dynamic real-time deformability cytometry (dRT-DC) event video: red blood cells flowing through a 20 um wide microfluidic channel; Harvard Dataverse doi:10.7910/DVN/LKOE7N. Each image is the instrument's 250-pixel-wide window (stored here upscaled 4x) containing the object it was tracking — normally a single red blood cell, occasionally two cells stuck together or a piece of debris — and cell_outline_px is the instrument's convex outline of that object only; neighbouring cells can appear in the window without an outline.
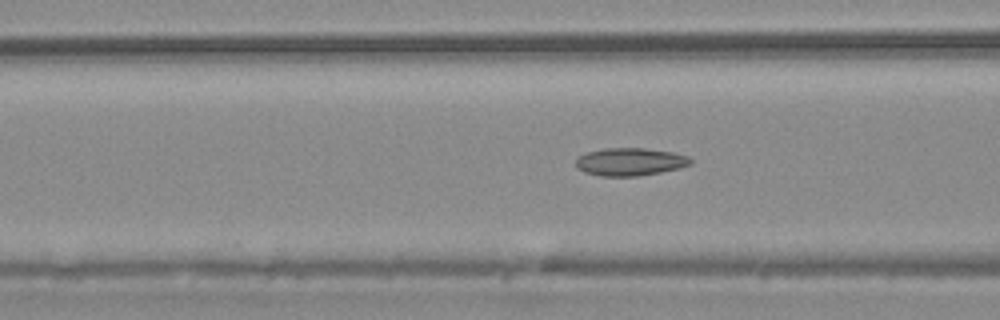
{"species": "common noctule bat (a hibernating species)", "species_latin": "Nyctalus noctula", "temperature_condition": "warm", "stored_images_in_passage": 55, "camera_frame_rate_fps": 3000, "um_per_image_px": 0.085, "animal": {"sex": "male", "body_mass_g": 20.4}, "frame": {"image": 1, "passage_image": 22, "time_ms": 7.0, "image_size_px": [1000, 320], "cell_outline_px": [[692, 164], [680, 168], [640, 176], [600, 176], [584, 172], [576, 168], [576, 160], [580, 156], [588, 152], [604, 148], [644, 148], [672, 152], [688, 156], [692, 160]], "centroid_in_image_um": [53.56, 13.76], "position_along_channel_um": 113.0, "area_um2": 18.61}}
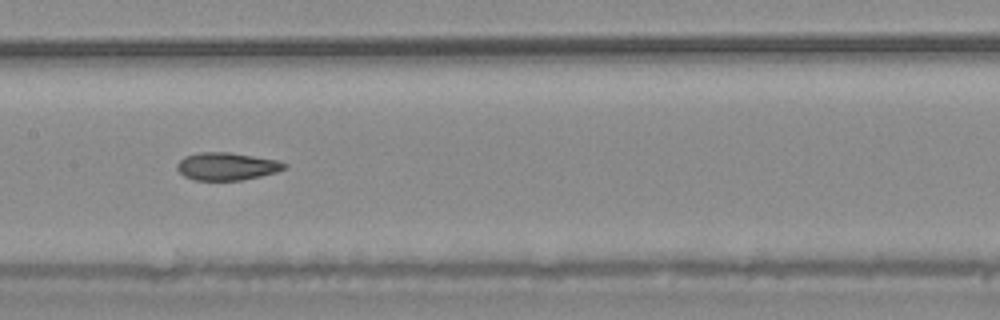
{"frame": {"image": 2, "passage_image": 28, "time_ms": 9.0, "image_size_px": [1000, 320], "cell_outline_px": [[288, 168], [276, 172], [260, 176], [240, 180], [192, 180], [184, 176], [176, 168], [176, 164], [184, 156], [200, 152], [228, 152], [276, 160], [288, 164]], "centroid_in_image_um": [19.26, 14.14], "position_along_channel_um": 188.1, "area_um2": 17.28}}
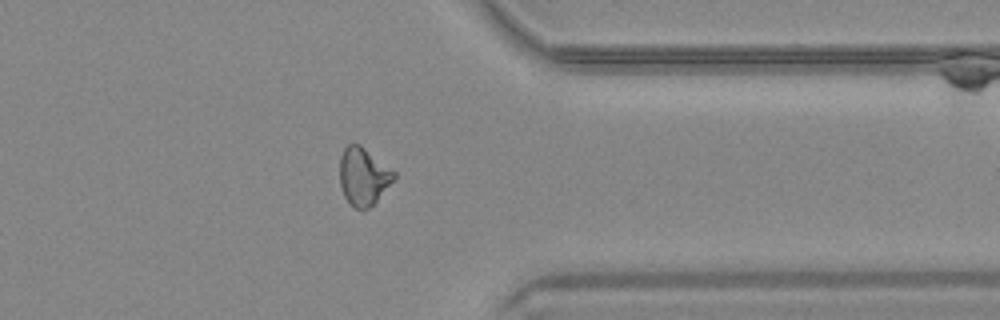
{"frame": {"image": 3, "passage_image": 44, "time_ms": 14.333, "image_size_px": [1000, 320], "cell_outline_px": [[396, 176], [376, 200], [368, 208], [356, 208], [344, 196], [340, 184], [340, 156], [344, 148], [348, 144], [360, 144], [396, 172]], "centroid_in_image_um": [30.87, 14.95], "position_along_channel_um": 380.5, "area_um2": 17.8}, "authors_computed_cell_mechanics": {"area_um2": 18.6116, "velocity_mm_per_s": 3.7426, "shape_relaxation_time_tau1_ms": null, "shape_relaxation_time_tau2_ms": 2.2035, "deformation_change_tau1": null, "deformation_change_tau2": 0.0964}}